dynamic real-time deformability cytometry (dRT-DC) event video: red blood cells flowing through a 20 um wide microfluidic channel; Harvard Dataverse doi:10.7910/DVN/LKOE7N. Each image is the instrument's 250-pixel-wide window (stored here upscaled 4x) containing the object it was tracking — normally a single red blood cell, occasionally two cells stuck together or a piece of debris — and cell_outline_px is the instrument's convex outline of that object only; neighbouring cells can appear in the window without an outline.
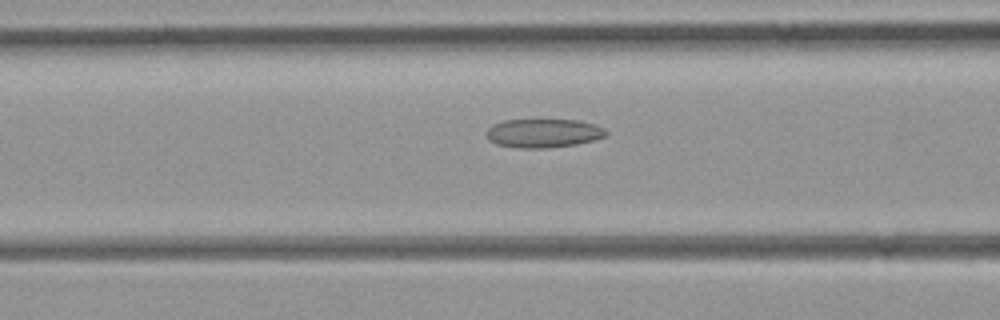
{"species": "common noctule bat (a hibernating species)", "species_latin": "Nyctalus noctula", "temperature_condition": "room temperature", "stored_images_in_passage": 40, "camera_frame_rate_fps": 3000, "um_per_image_px": 0.085, "animal": {"sex": "female", "body_mass_g": 21.9}, "frame": {"image": 1, "passage_image": 20, "time_ms": 6.333, "image_size_px": [1000, 320], "cell_outline_px": [[608, 136], [576, 144], [544, 148], [520, 148], [496, 144], [488, 140], [484, 132], [492, 124], [504, 120], [576, 120], [596, 124], [604, 128], [608, 132]], "centroid_in_image_um": [46.17, 11.31], "position_along_channel_um": 120.4, "area_um2": 20.17}}
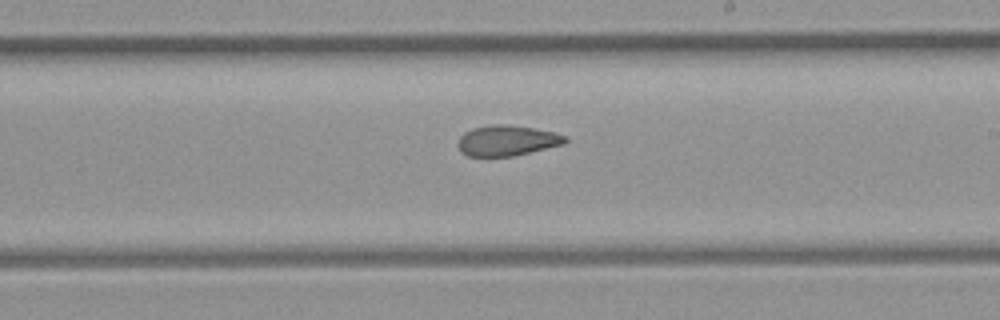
{"frame": {"image": 2, "passage_image": 29, "time_ms": 9.333, "image_size_px": [1000, 320], "cell_outline_px": [[568, 140], [564, 144], [512, 156], [468, 156], [460, 152], [456, 144], [460, 136], [464, 132], [472, 128], [492, 124], [504, 124], [532, 128], [552, 132], [568, 136]], "centroid_in_image_um": [43.05, 11.95], "position_along_channel_um": 245.9, "area_um2": 19.07}}
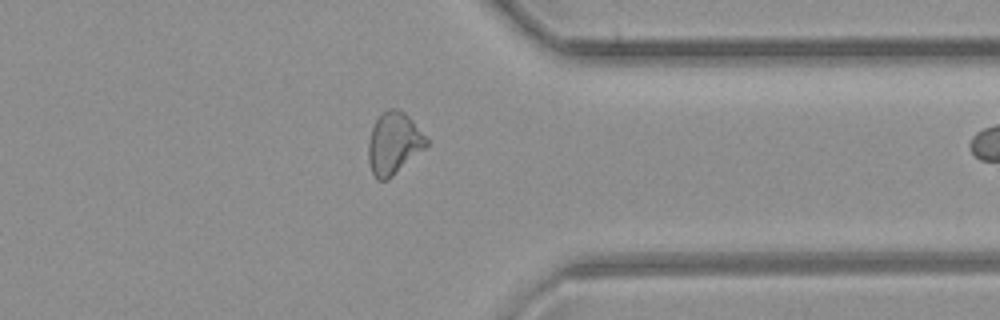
{"frame": {"image": 3, "passage_image": 39, "time_ms": 12.667, "image_size_px": [1000, 320], "cell_outline_px": [[428, 144], [424, 148], [388, 180], [376, 180], [372, 172], [368, 160], [368, 140], [372, 128], [376, 120], [388, 108], [396, 108], [404, 112], [412, 120], [428, 140]], "centroid_in_image_um": [33.44, 12.19], "position_along_channel_um": 378.0, "area_um2": 20.69}}